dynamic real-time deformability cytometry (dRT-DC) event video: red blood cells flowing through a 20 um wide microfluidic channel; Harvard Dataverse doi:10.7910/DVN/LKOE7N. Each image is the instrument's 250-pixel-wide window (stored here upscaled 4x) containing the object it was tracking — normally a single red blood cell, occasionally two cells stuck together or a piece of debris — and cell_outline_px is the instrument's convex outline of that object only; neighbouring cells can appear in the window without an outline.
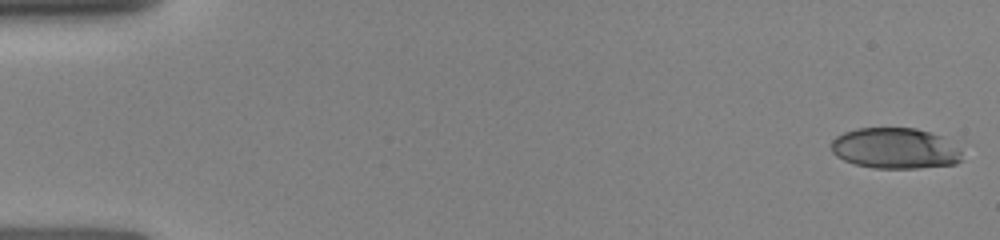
{"species": "human", "species_latin": "Homo sapiens", "temperature_condition": "room temperature", "stored_images_in_passage": 76, "camera_frame_rate_fps": 3000, "um_per_image_px": 0.085, "donor": {"sex": "female"}, "frame": {"image": 1, "passage_image": 1, "time_ms": 0.0, "image_size_px": [1000, 240], "cell_outline_px": [[964, 160], [956, 164], [916, 168], [872, 168], [856, 164], [844, 160], [836, 156], [832, 152], [832, 140], [836, 136], [844, 132], [856, 128], [916, 128], [940, 136], [956, 148], [960, 152]], "centroid_in_image_um": [76.05, 12.61], "position_along_channel_um": 9.0, "area_um2": 30.92}}
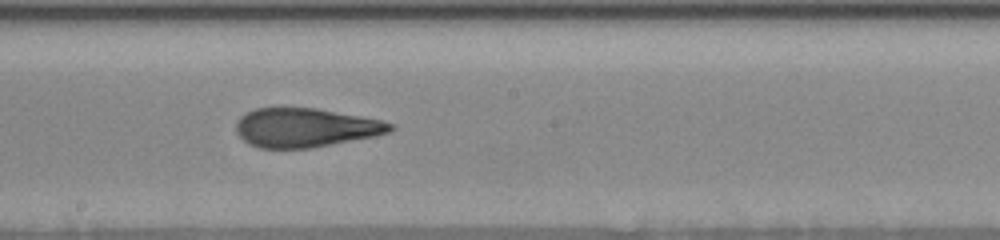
{"frame": {"image": 2, "passage_image": 43, "time_ms": 8.667, "image_size_px": [1000, 240], "cell_outline_px": [[396, 128], [388, 132], [376, 136], [312, 148], [260, 148], [248, 144], [236, 132], [236, 120], [240, 116], [256, 108], [316, 108], [360, 116], [380, 120], [396, 124]], "centroid_in_image_um": [25.97, 10.85], "position_along_channel_um": 222.2, "area_um2": 35.08}}
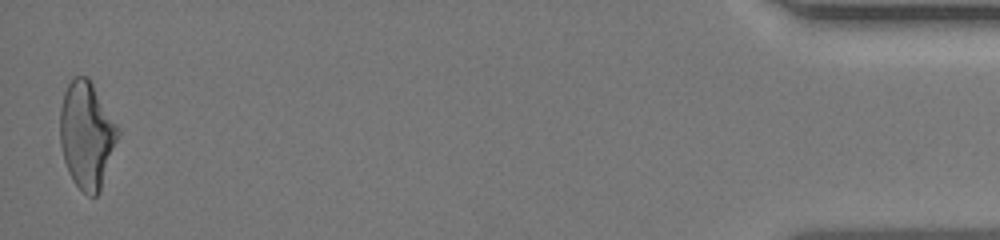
{"frame": {"image": 3, "passage_image": 75, "time_ms": 15.667, "image_size_px": [1000, 240], "cell_outline_px": [[120, 132], [100, 192], [96, 196], [88, 196], [72, 180], [68, 172], [64, 160], [60, 144], [60, 108], [64, 92], [68, 84], [76, 76], [88, 76], [116, 124]], "centroid_in_image_um": [7.36, 11.49], "position_along_channel_um": 427.8, "area_um2": 35.78}}